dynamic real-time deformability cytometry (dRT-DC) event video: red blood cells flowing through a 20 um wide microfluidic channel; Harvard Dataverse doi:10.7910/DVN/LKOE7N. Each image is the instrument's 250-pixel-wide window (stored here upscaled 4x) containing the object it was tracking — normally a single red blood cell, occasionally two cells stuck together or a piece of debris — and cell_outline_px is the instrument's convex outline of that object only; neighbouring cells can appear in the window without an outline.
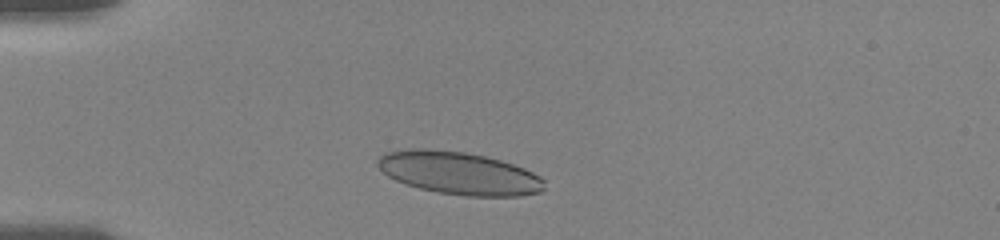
{"species": "human", "species_latin": "Homo sapiens", "temperature_condition": "room temperature", "stored_images_in_passage": 26, "camera_frame_rate_fps": 3000, "um_per_image_px": 0.085, "donor": {"sex": "female"}, "frame": {"image": 1, "passage_image": 4, "time_ms": 1.333, "image_size_px": [1000, 240], "cell_outline_px": [[544, 188], [540, 192], [520, 196], [468, 196], [440, 192], [420, 188], [396, 180], [388, 176], [376, 164], [376, 160], [380, 156], [388, 152], [412, 148], [424, 148], [464, 152], [484, 156], [500, 160], [524, 168], [540, 176], [544, 180]], "centroid_in_image_um": [39.02, 14.71], "position_along_channel_um": 46.0, "area_um2": 41.15}}
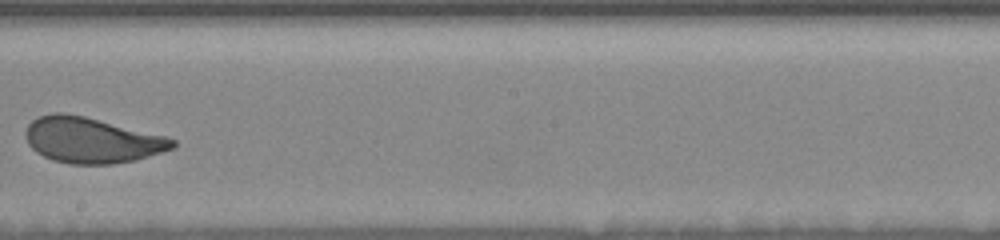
{"frame": {"image": 2, "passage_image": 14, "time_ms": 7.333, "image_size_px": [1000, 240], "cell_outline_px": [[176, 148], [136, 160], [112, 164], [68, 164], [52, 160], [36, 152], [28, 144], [24, 136], [24, 132], [28, 124], [32, 120], [40, 116], [52, 112], [64, 112], [84, 116], [168, 136], [176, 140]], "centroid_in_image_um": [7.8, 11.91], "position_along_channel_um": 240.4, "area_um2": 39.54}}
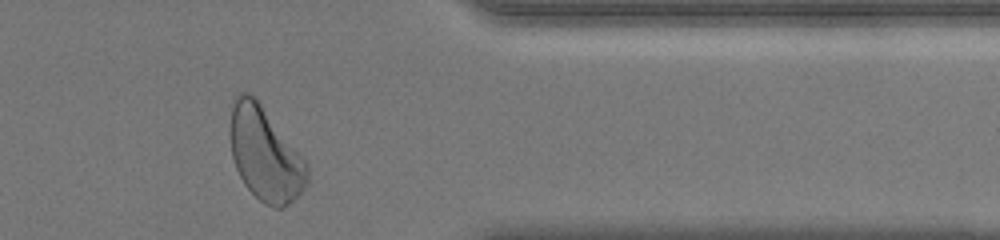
{"frame": {"image": 3, "passage_image": 25, "time_ms": 11.667, "image_size_px": [1000, 240], "cell_outline_px": [[308, 184], [284, 208], [272, 208], [264, 204], [244, 184], [236, 168], [232, 156], [228, 132], [232, 108], [236, 96], [240, 92], [248, 92], [260, 104], [308, 160]], "centroid_in_image_um": [22.55, 13.11], "position_along_channel_um": 388.9, "area_um2": 42.25}, "authors_computed_cell_mechanics": {"area_um2": 40.1132, "velocity_mm_per_s": 3.672, "shape_relaxation_time_tau1_ms": 3.1762, "shape_relaxation_time_tau2_ms": null, "deformation_change_tau1": 0.1412, "deformation_change_tau2": null}}